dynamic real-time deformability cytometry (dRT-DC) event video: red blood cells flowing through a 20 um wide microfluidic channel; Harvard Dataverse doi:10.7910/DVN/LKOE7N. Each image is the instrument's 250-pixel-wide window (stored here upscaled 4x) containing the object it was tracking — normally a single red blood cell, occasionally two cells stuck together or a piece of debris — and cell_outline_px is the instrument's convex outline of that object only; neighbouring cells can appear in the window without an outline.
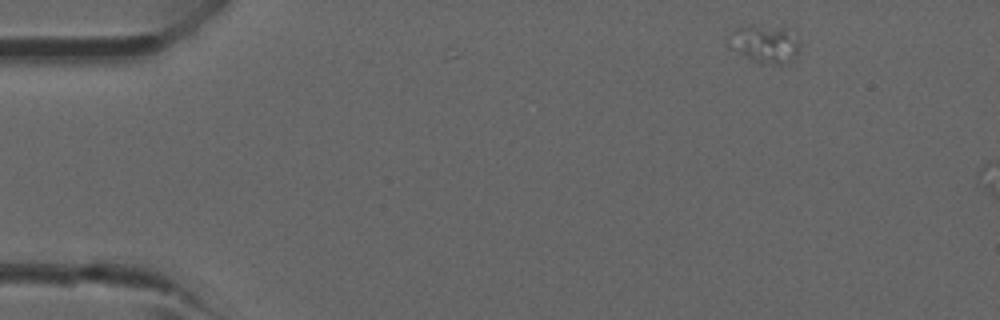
{"species": "common noctule bat (a hibernating species)", "species_latin": "Nyctalus noctula", "temperature_condition": "room temperature", "stored_images_in_passage": 1, "camera_frame_rate_fps": 3000, "um_per_image_px": 0.085, "animal": {"sex": "male", "forearm_length_mm": 52.5}, "frame": {"image": 1, "passage_image": 1, "time_ms": 0.0, "image_size_px": [1000, 320], "cell_outline_px": [[796, 56], [792, 60], [784, 64], [760, 64], [728, 48], [728, 36], [732, 28], [780, 28], [796, 36]], "centroid_in_image_um": [64.91, 3.8], "position_along_channel_um": 20.1, "area_um2": 14.97}}